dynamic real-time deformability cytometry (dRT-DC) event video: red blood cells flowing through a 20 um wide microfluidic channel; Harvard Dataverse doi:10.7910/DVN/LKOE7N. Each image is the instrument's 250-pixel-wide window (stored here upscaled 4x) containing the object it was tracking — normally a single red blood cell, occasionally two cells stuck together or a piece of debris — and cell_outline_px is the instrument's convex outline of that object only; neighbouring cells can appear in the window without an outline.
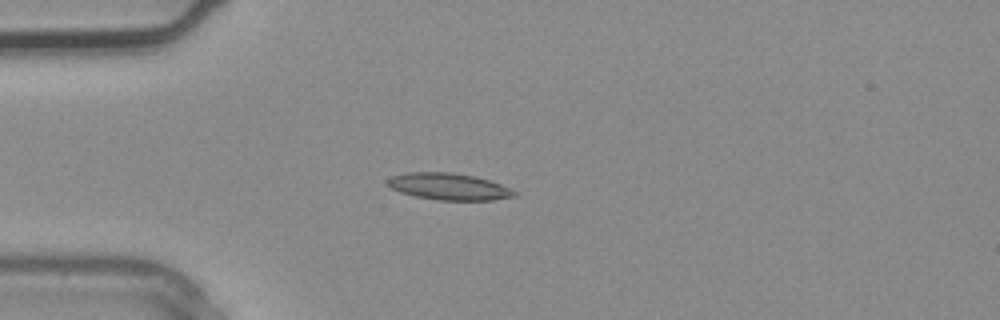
{"species": "common noctule bat (a hibernating species)", "species_latin": "Nyctalus noctula", "temperature_condition": "warm", "stored_images_in_passage": 2, "camera_frame_rate_fps": 3000, "um_per_image_px": 0.085, "animal": {"sex": "male", "body_mass_g": 20.4}, "frame": {"image": 1, "passage_image": 2, "time_ms": 0.333, "image_size_px": [1000, 320], "cell_outline_px": [[516, 196], [492, 200], [436, 200], [416, 196], [400, 192], [392, 188], [384, 180], [392, 176], [408, 172], [452, 172], [476, 176], [500, 184], [516, 192]], "centroid_in_image_um": [38.12, 15.85], "position_along_channel_um": 46.9, "area_um2": 19.71}}